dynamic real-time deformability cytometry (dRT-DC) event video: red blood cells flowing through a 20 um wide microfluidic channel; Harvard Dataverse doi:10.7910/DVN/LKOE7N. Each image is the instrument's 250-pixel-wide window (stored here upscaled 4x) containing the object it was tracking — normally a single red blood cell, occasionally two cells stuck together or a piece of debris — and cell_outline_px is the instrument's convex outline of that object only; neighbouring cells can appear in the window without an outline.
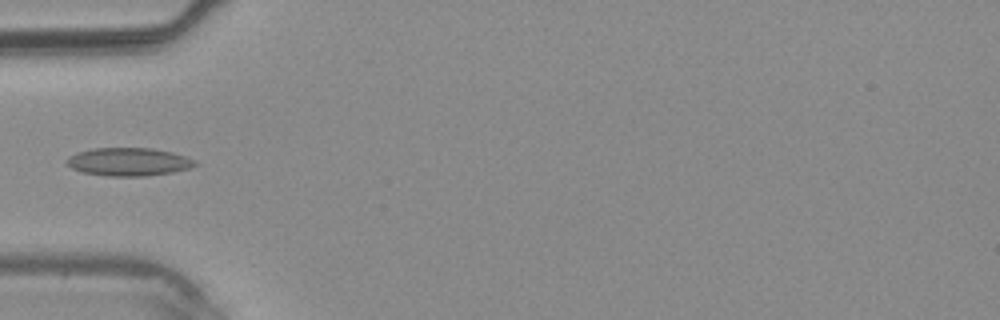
{"species": "common noctule bat (a hibernating species)", "species_latin": "Nyctalus noctula", "temperature_condition": "warm", "stored_images_in_passage": 38, "camera_frame_rate_fps": 3000, "um_per_image_px": 0.085, "animal": {"sex": "male", "body_mass_g": 20.4}, "frame": {"image": 1, "passage_image": 13, "time_ms": 4.0, "image_size_px": [1000, 320], "cell_outline_px": [[196, 164], [188, 168], [172, 172], [144, 176], [108, 176], [80, 172], [72, 168], [64, 160], [68, 156], [76, 152], [92, 148], [152, 148], [172, 152], [196, 160]], "centroid_in_image_um": [10.87, 13.75], "position_along_channel_um": 74.1, "area_um2": 21.04}}
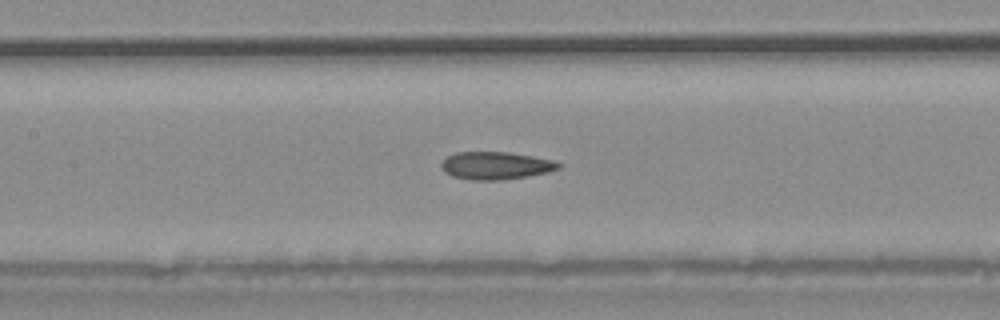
{"frame": {"image": 2, "passage_image": 18, "time_ms": 5.667, "image_size_px": [1000, 320], "cell_outline_px": [[564, 164], [560, 168], [548, 172], [528, 176], [504, 180], [472, 180], [452, 176], [444, 172], [440, 168], [440, 164], [448, 156], [456, 152], [508, 152], [556, 160]], "centroid_in_image_um": [42.17, 14.08], "position_along_channel_um": 165.2, "area_um2": 19.13}}
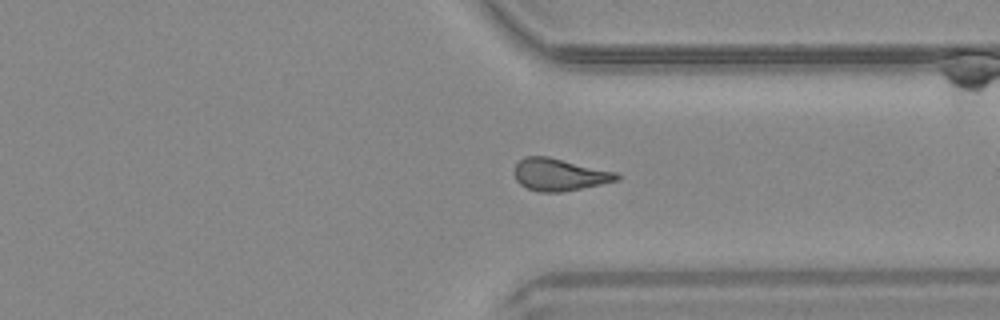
{"frame": {"image": 3, "passage_image": 29, "time_ms": 9.333, "image_size_px": [1000, 320], "cell_outline_px": [[620, 180], [560, 192], [540, 192], [528, 188], [520, 184], [516, 180], [516, 164], [524, 156], [548, 156], [616, 172], [620, 176]], "centroid_in_image_um": [47.56, 14.83], "position_along_channel_um": 363.8, "area_um2": 18.96}}